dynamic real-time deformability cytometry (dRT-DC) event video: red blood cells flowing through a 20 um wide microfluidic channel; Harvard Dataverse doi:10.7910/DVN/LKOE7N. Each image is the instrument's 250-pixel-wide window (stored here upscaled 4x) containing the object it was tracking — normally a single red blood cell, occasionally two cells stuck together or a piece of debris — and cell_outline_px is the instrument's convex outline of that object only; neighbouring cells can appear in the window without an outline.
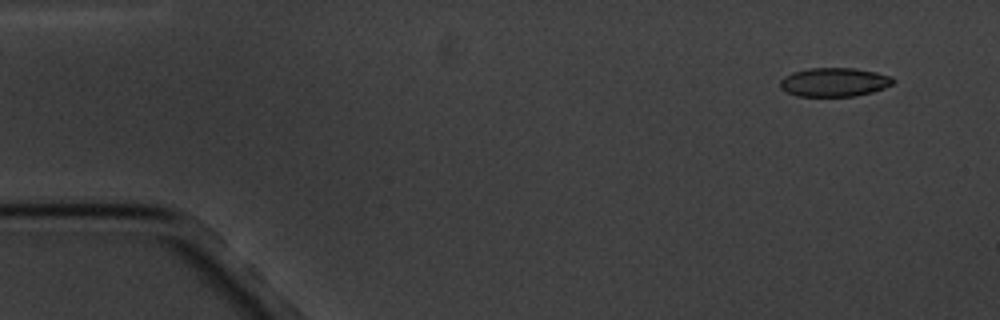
{"species": "common noctule bat (a hibernating species)", "species_latin": "Nyctalus noctula", "temperature_condition": "cold", "stored_images_in_passage": 12, "camera_frame_rate_fps": 3000, "um_per_image_px": 0.085, "animal": {"sex": "male", "body_mass_g": 20.1, "forearm_length_mm": 53.5}, "frame": {"image": 1, "passage_image": 1, "time_ms": 0.0, "image_size_px": [1000, 320], "cell_outline_px": [[896, 80], [892, 84], [884, 88], [872, 92], [856, 96], [796, 96], [780, 88], [780, 80], [784, 76], [792, 72], [808, 68], [856, 68], [876, 72], [892, 76]], "centroid_in_image_um": [70.92, 6.98], "position_along_channel_um": 14.1, "area_um2": 19.13}}
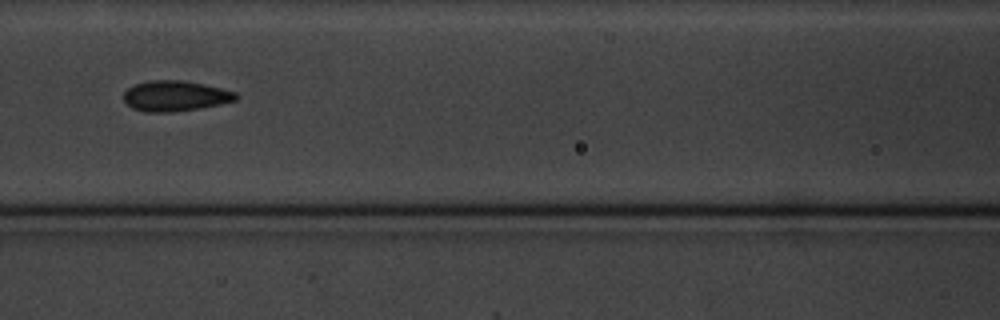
{"frame": {"image": 2, "passage_image": 7, "time_ms": 7.0, "image_size_px": [1000, 320], "cell_outline_px": [[240, 96], [236, 100], [220, 104], [172, 112], [144, 112], [132, 108], [124, 100], [124, 92], [128, 88], [136, 84], [148, 80], [184, 80], [204, 84], [236, 92]], "centroid_in_image_um": [14.89, 8.15], "position_along_channel_um": 151.7, "area_um2": 19.88}}
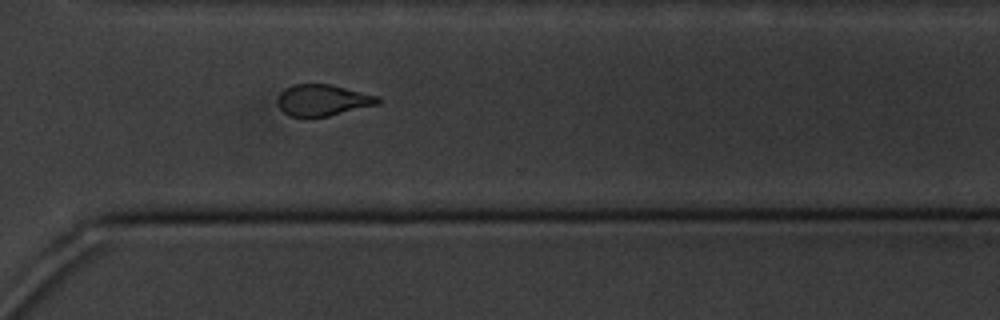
{"frame": {"image": 3, "passage_image": 12, "time_ms": 12.667, "image_size_px": [1000, 320], "cell_outline_px": [[380, 104], [328, 116], [308, 120], [288, 116], [280, 108], [276, 100], [280, 92], [296, 84], [332, 84], [380, 96]], "centroid_in_image_um": [27.43, 8.55], "position_along_channel_um": 343.2, "area_um2": 18.9}}